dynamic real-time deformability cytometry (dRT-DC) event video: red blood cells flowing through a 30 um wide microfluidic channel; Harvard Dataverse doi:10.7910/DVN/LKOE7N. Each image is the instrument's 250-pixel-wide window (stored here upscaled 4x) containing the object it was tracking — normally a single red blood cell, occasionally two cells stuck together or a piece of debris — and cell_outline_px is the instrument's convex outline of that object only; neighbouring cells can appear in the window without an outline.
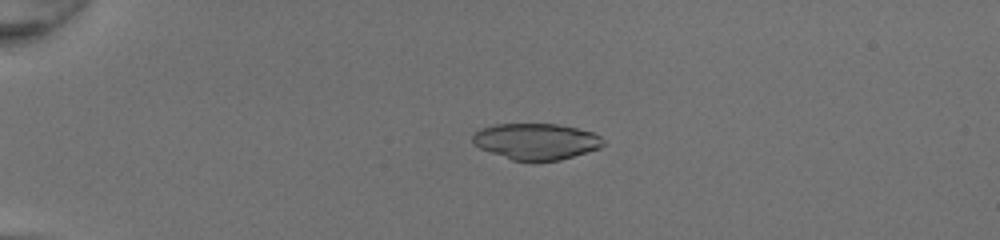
{"species": "common noctule bat (a hibernating species)", "species_latin": "Nyctalus noctula", "temperature_condition": "room temperature", "stored_images_in_passage": 50, "camera_frame_rate_fps": 3000, "um_per_image_px": 0.085, "animal": {"sex": "female", "body_mass_g": 20.0, "forearm_length_mm": 54.0}, "frame": {"image": 1, "passage_image": 14, "time_ms": 4.333, "image_size_px": [1000, 240], "cell_outline_px": [[604, 144], [600, 148], [560, 160], [512, 160], [480, 148], [472, 144], [472, 136], [480, 128], [496, 124], [556, 124], [576, 128], [592, 132], [600, 136], [604, 140]], "centroid_in_image_um": [45.56, 12.01], "position_along_channel_um": 39.4, "area_um2": 27.34}}
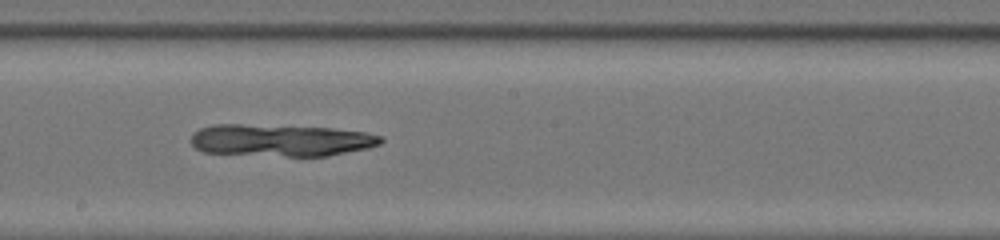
{"frame": {"image": 2, "passage_image": 31, "time_ms": 10.0, "image_size_px": [1000, 240], "cell_outline_px": [[384, 140], [380, 144], [368, 148], [328, 156], [288, 156], [204, 152], [196, 148], [192, 144], [192, 132], [200, 128], [212, 124], [240, 124], [332, 128], [368, 132], [384, 136]], "centroid_in_image_um": [23.91, 11.91], "position_along_channel_um": 224.3, "area_um2": 35.55}}
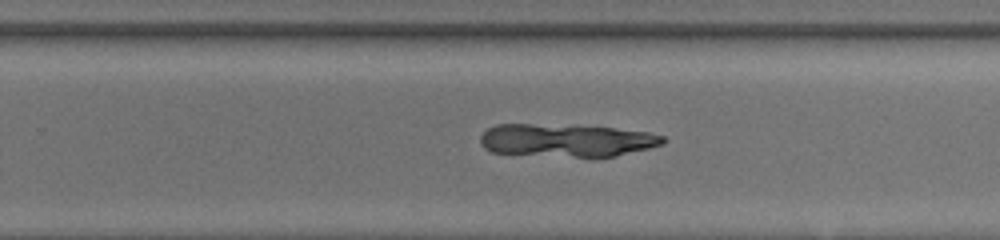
{"frame": {"image": 3, "passage_image": 35, "time_ms": 11.333, "image_size_px": [1000, 240], "cell_outline_px": [[668, 140], [664, 144], [616, 156], [576, 156], [492, 152], [484, 148], [480, 144], [480, 136], [488, 128], [496, 124], [572, 124], [612, 128], [648, 132], [664, 136]], "centroid_in_image_um": [48.17, 11.89], "position_along_channel_um": 281.6, "area_um2": 34.85}}